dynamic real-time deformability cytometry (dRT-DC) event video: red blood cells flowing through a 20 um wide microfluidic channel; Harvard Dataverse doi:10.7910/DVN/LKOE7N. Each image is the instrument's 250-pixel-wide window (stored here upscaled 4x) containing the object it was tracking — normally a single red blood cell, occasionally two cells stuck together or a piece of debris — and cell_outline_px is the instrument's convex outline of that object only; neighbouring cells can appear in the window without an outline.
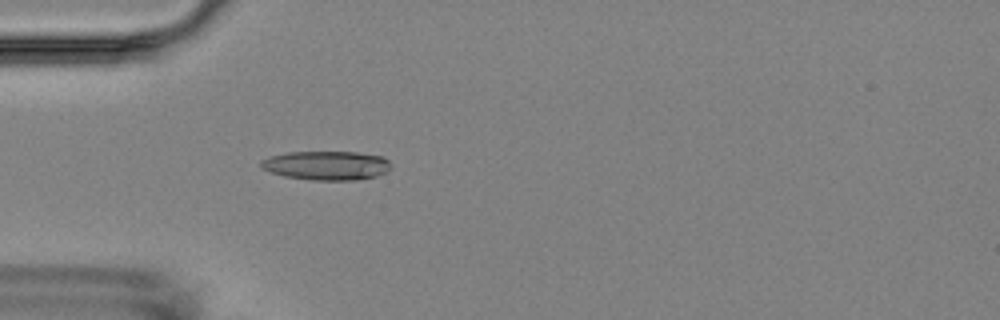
{"species": "Egyptian fruit bat (a non-hibernating species)", "species_latin": "Rousettus aegyptiacus", "temperature_condition": "room temperature", "stored_images_in_passage": 1, "camera_frame_rate_fps": 3000, "um_per_image_px": 0.085, "animal": {"sex": "female"}, "frame": {"image": 1, "passage_image": 1, "time_ms": 0.0, "image_size_px": [1000, 320], "cell_outline_px": [[392, 164], [384, 172], [376, 176], [356, 180], [312, 180], [284, 176], [260, 168], [260, 160], [272, 156], [288, 152], [356, 152], [384, 156]], "centroid_in_image_um": [27.75, 14.06], "position_along_channel_um": 57.3, "area_um2": 21.96}}